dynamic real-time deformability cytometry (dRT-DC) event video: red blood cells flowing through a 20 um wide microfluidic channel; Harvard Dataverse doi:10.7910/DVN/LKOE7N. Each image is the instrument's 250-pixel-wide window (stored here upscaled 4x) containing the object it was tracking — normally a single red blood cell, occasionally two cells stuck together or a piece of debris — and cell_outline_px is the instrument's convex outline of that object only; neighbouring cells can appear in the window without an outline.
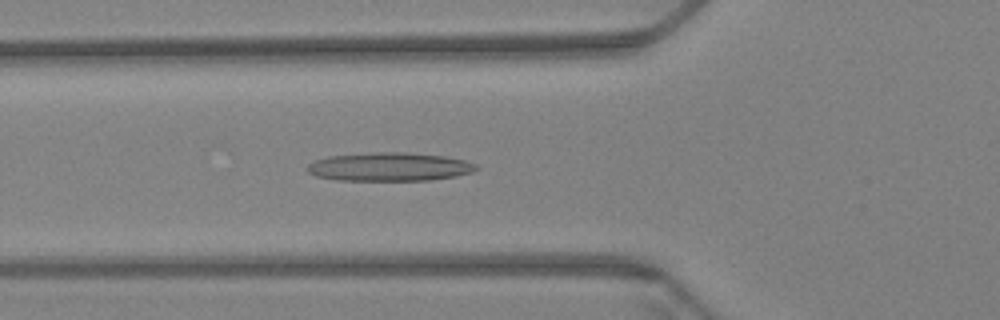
{"species": "Egyptian fruit bat (a non-hibernating species)", "species_latin": "Rousettus aegyptiacus", "temperature_condition": "warm", "stored_images_in_passage": 45, "camera_frame_rate_fps": 3000, "um_per_image_px": 0.085, "animal": {"sex": "female"}, "frame": {"image": 1, "passage_image": 9, "time_ms": 2.667, "image_size_px": [1000, 320], "cell_outline_px": [[480, 168], [472, 172], [456, 176], [428, 180], [336, 180], [316, 176], [308, 172], [308, 164], [312, 160], [328, 156], [376, 152], [408, 152], [444, 156], [464, 160], [476, 164]], "centroid_in_image_um": [33.09, 14.17], "position_along_channel_um": 92.7, "area_um2": 28.15}}
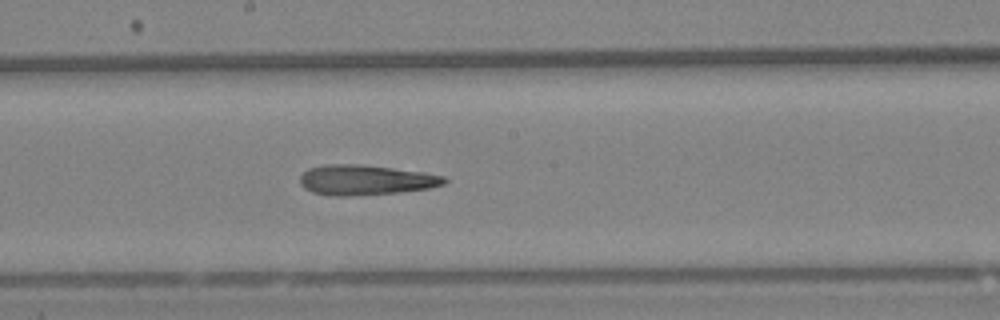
{"frame": {"image": 2, "passage_image": 20, "time_ms": 6.333, "image_size_px": [1000, 320], "cell_outline_px": [[448, 180], [444, 184], [428, 188], [400, 192], [348, 196], [332, 196], [312, 192], [304, 188], [300, 184], [300, 176], [308, 168], [324, 164], [360, 164], [424, 172], [444, 176]], "centroid_in_image_um": [31.05, 15.29], "position_along_channel_um": 217.2, "area_um2": 25.37}}
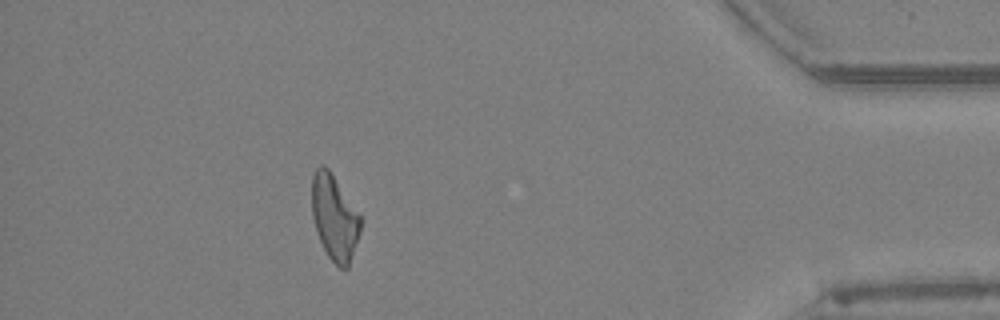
{"frame": {"image": 3, "passage_image": 41, "time_ms": 13.333, "image_size_px": [1000, 320], "cell_outline_px": [[360, 232], [348, 268], [340, 268], [328, 256], [316, 232], [312, 216], [312, 176], [316, 168], [320, 164], [324, 164], [328, 168], [360, 216]], "centroid_in_image_um": [28.4, 18.48], "position_along_channel_um": 406.8, "area_um2": 23.81}}